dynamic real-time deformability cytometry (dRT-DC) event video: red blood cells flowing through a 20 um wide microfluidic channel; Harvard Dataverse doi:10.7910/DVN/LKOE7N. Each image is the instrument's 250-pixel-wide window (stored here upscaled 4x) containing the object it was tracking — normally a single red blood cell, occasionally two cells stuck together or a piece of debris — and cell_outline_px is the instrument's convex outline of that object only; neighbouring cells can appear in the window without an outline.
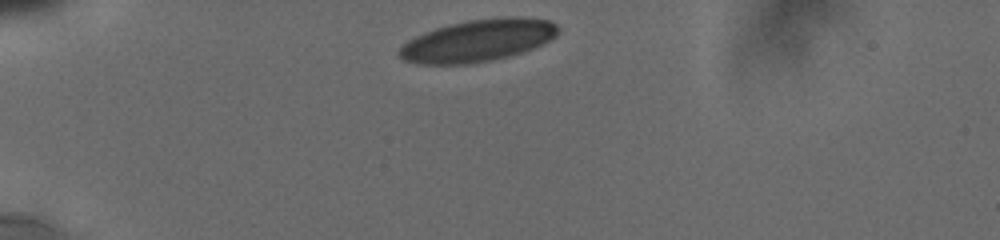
{"species": "human", "species_latin": "Homo sapiens", "temperature_condition": "cold", "stored_images_in_passage": 6, "camera_frame_rate_fps": 3000, "um_per_image_px": 0.085, "donor": {"sex": "male"}, "frame": {"image": 1, "passage_image": 1, "time_ms": 0.0, "image_size_px": [1000, 240], "cell_outline_px": [[560, 32], [552, 40], [532, 48], [508, 56], [492, 60], [468, 64], [416, 64], [404, 60], [396, 52], [408, 40], [424, 32], [436, 28], [468, 20], [504, 16], [520, 16], [548, 20], [556, 24], [560, 28]], "centroid_in_image_um": [40.65, 3.44], "position_along_channel_um": 44.4, "area_um2": 39.07}}
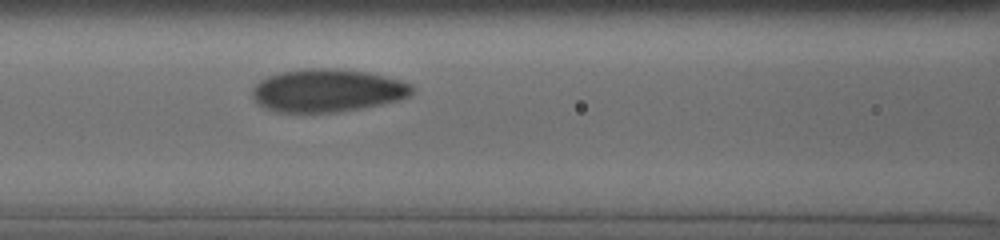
{"frame": {"image": 2, "passage_image": 6, "time_ms": 3.667, "image_size_px": [1000, 240], "cell_outline_px": [[412, 92], [408, 96], [396, 100], [380, 104], [360, 108], [336, 112], [276, 112], [260, 104], [252, 96], [252, 88], [260, 80], [268, 76], [280, 72], [308, 68], [336, 68], [368, 72], [400, 80], [412, 84]], "centroid_in_image_um": [27.81, 7.68], "position_along_channel_um": 138.8, "area_um2": 39.65}}